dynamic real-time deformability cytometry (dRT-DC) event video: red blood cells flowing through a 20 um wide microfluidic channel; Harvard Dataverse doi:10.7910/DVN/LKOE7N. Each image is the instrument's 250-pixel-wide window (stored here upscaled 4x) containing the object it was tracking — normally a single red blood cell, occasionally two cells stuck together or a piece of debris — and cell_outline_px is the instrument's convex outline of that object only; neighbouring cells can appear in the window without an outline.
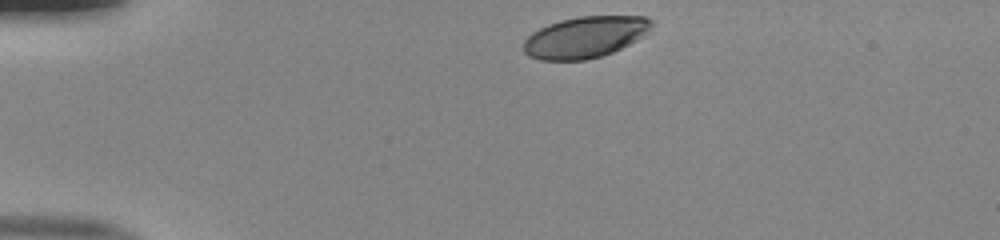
{"species": "human", "species_latin": "Homo sapiens", "temperature_condition": "room temperature", "stored_images_in_passage": 34, "camera_frame_rate_fps": 3000, "um_per_image_px": 0.085, "donor": {"sex": "male"}, "frame": {"image": 1, "passage_image": 1, "time_ms": 0.0, "image_size_px": [1000, 240], "cell_outline_px": [[652, 24], [648, 32], [636, 40], [612, 52], [600, 56], [584, 60], [540, 60], [528, 56], [524, 52], [524, 40], [532, 32], [548, 24], [560, 20], [580, 16], [644, 16], [652, 20]], "centroid_in_image_um": [49.71, 3.15], "position_along_channel_um": 35.3, "area_um2": 30.69}}
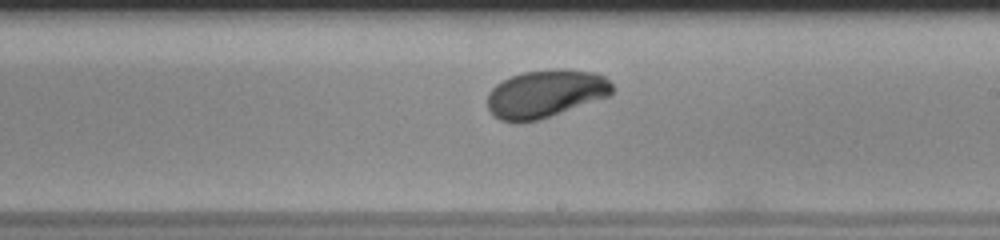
{"frame": {"image": 2, "passage_image": 21, "time_ms": 6.667, "image_size_px": [1000, 240], "cell_outline_px": [[612, 92], [608, 96], [540, 120], [500, 120], [492, 116], [488, 108], [488, 92], [496, 84], [512, 76], [524, 72], [552, 68], [564, 68], [596, 72], [604, 76], [612, 84]], "centroid_in_image_um": [46.38, 7.93], "position_along_channel_um": 242.6, "area_um2": 34.62}}
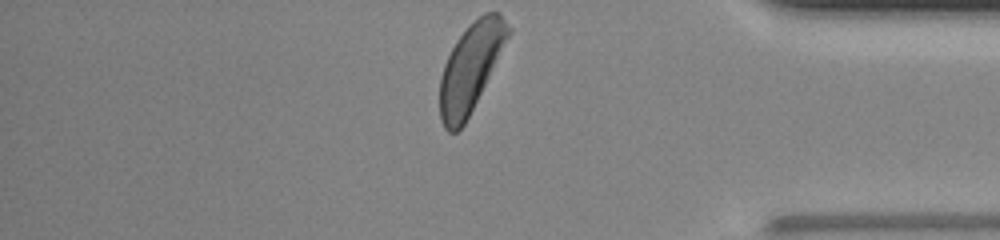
{"frame": {"image": 3, "passage_image": 34, "time_ms": 11.0, "image_size_px": [1000, 240], "cell_outline_px": [[512, 32], [464, 124], [456, 132], [448, 132], [444, 128], [440, 120], [440, 76], [444, 64], [456, 40], [484, 12], [500, 12], [512, 28]], "centroid_in_image_um": [40.01, 5.74], "position_along_channel_um": 395.2, "area_um2": 34.51}, "authors_computed_cell_mechanics": {"area_um2": 34.3621, "velocity_mm_per_s": 3.9908, "shape_relaxation_time_tau1_ms": 1.3895, "shape_relaxation_time_tau2_ms": null, "deformation_change_tau1": 0.0993, "deformation_change_tau2": null}}